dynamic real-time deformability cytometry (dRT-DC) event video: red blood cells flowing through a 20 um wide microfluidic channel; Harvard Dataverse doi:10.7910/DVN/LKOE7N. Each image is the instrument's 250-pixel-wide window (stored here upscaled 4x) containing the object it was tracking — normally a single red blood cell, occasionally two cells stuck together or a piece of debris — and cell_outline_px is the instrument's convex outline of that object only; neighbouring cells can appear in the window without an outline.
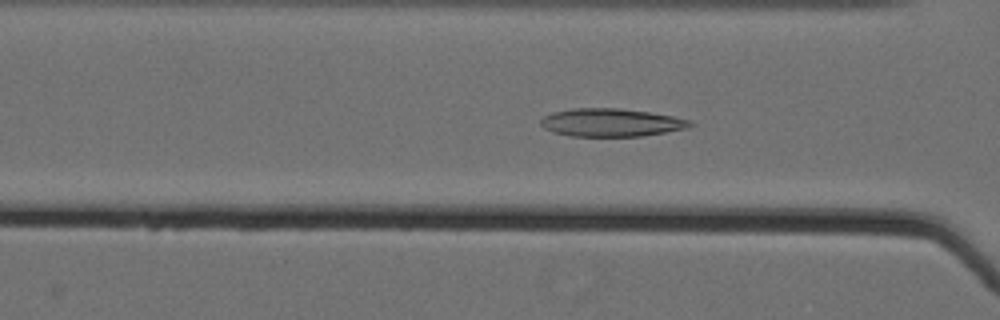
{"species": "Egyptian fruit bat (a non-hibernating species)", "species_latin": "Rousettus aegyptiacus", "temperature_condition": "cold", "stored_images_in_passage": 52, "camera_frame_rate_fps": 3000, "um_per_image_px": 0.085, "animal": {"sex": "female"}, "frame": {"image": 1, "passage_image": 19, "time_ms": 6.0, "image_size_px": [1000, 320], "cell_outline_px": [[696, 124], [688, 128], [644, 136], [568, 136], [552, 132], [544, 128], [540, 124], [540, 120], [544, 116], [552, 112], [572, 108], [620, 108], [648, 112], [672, 116], [692, 120]], "centroid_in_image_um": [51.95, 10.42], "position_along_channel_um": 114.6, "area_um2": 24.62}}
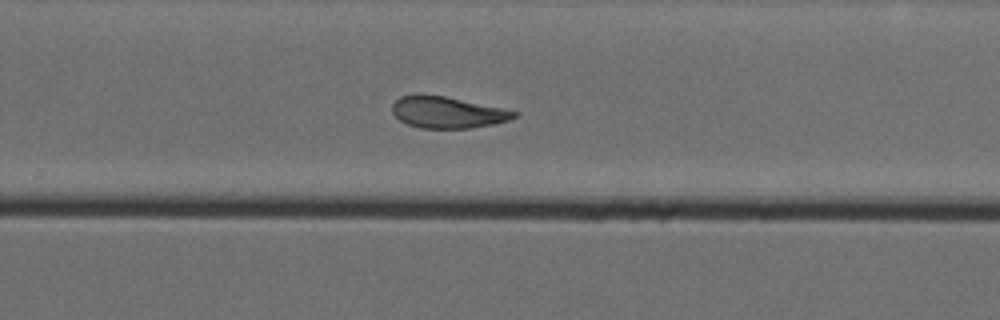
{"frame": {"image": 2, "passage_image": 34, "time_ms": 11.0, "image_size_px": [1000, 320], "cell_outline_px": [[520, 112], [516, 116], [508, 120], [492, 124], [468, 128], [420, 128], [408, 124], [400, 120], [392, 112], [392, 104], [400, 96], [444, 96]], "centroid_in_image_um": [38.03, 9.57], "position_along_channel_um": 291.8, "area_um2": 21.73}}
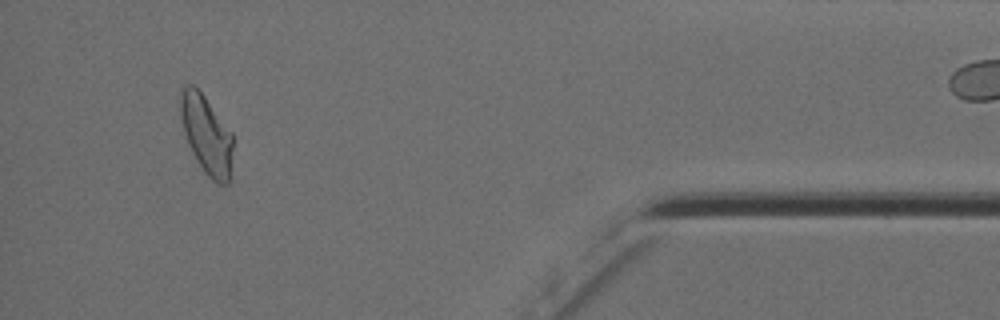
{"frame": {"image": 3, "passage_image": 48, "time_ms": 15.667, "image_size_px": [1000, 320], "cell_outline_px": [[232, 180], [228, 184], [216, 184], [204, 172], [192, 152], [188, 144], [184, 132], [180, 116], [180, 92], [188, 84], [192, 84], [204, 96], [232, 132]], "centroid_in_image_um": [17.57, 11.51], "position_along_channel_um": 417.6, "area_um2": 24.16}, "authors_computed_cell_mechanics": {"area_um2": 24.2182, "velocity_mm_per_s": 3.5394, "shape_relaxation_time_tau1_ms": null, "shape_relaxation_time_tau2_ms": 2.4938, "deformation_change_tau1": null, "deformation_change_tau2": 0.0889}}